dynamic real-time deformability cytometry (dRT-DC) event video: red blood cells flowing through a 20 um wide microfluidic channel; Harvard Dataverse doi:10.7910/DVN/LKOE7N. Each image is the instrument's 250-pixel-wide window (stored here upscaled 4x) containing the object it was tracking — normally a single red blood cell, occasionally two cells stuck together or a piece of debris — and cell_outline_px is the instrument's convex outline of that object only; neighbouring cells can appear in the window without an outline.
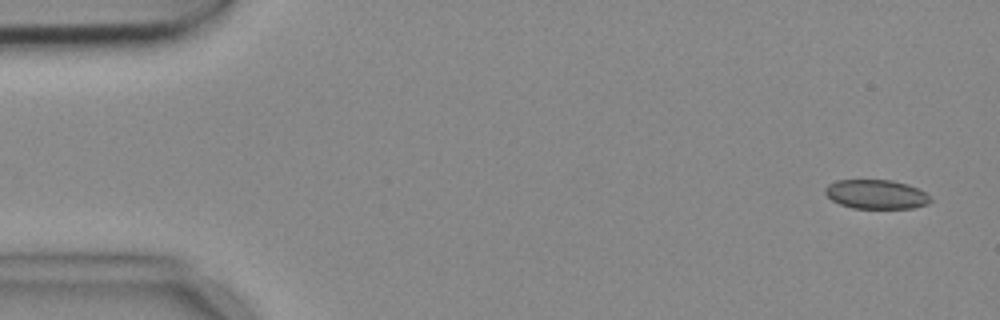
{"species": "common noctule bat (a hibernating species)", "species_latin": "Nyctalus noctula", "temperature_condition": "cold", "stored_images_in_passage": 6, "camera_frame_rate_fps": 3000, "um_per_image_px": 0.085, "animal": {"sex": "female", "body_mass_g": 18.4}, "frame": {"image": 1, "passage_image": 1, "time_ms": 0.0, "image_size_px": [1000, 320], "cell_outline_px": [[932, 200], [928, 204], [912, 208], [852, 208], [840, 204], [832, 200], [824, 192], [824, 188], [828, 184], [836, 180], [892, 180], [908, 184], [920, 188]], "centroid_in_image_um": [74.47, 16.51], "position_along_channel_um": 10.5, "area_um2": 17.98}}
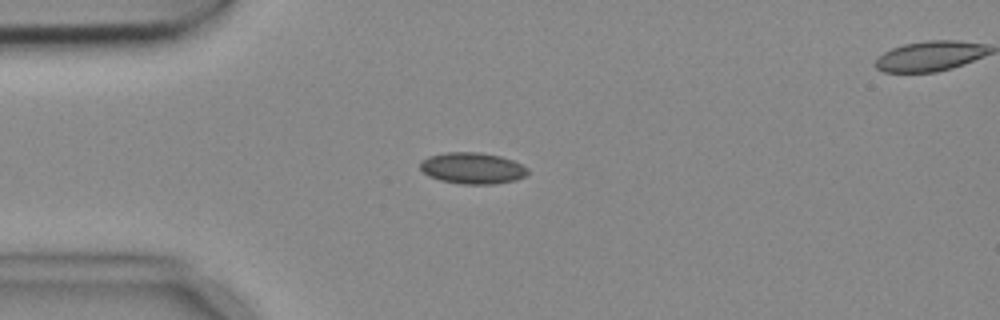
{"frame": {"image": 2, "passage_image": 4, "time_ms": 1.0, "image_size_px": [1000, 320], "cell_outline_px": [[528, 172], [524, 176], [516, 180], [496, 184], [460, 184], [440, 180], [428, 176], [420, 168], [420, 160], [428, 156], [444, 152], [480, 152], [500, 156], [512, 160], [528, 168]], "centroid_in_image_um": [40.13, 14.29], "position_along_channel_um": 44.9, "area_um2": 19.77}}